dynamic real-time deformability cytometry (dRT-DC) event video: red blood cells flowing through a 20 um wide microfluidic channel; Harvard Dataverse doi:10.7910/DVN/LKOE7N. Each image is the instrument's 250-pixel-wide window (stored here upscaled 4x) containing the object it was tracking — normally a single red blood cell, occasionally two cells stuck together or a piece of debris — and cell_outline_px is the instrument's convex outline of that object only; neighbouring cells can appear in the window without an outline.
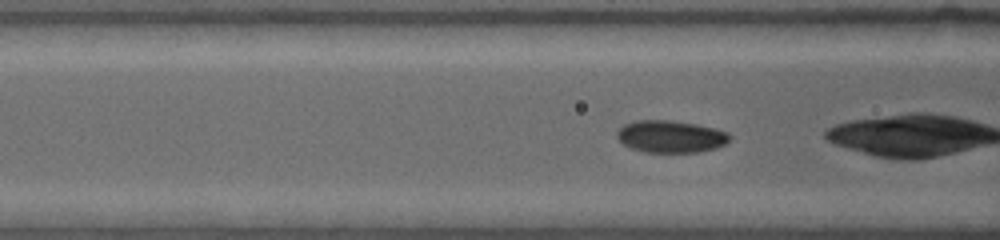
{"species": "common noctule bat (a hibernating species)", "species_latin": "Nyctalus noctula", "temperature_condition": "warm", "stored_images_in_passage": 29, "camera_frame_rate_fps": 4500, "um_per_image_px": 0.085, "animal": {"sex": "female", "body_mass_g": 19.0, "forearm_length_mm": 53.3}, "frame": {"image": 1, "passage_image": 5, "time_ms": 1.333, "image_size_px": [1000, 240], "cell_outline_px": [[732, 136], [724, 144], [716, 148], [700, 152], [644, 152], [632, 148], [624, 144], [616, 136], [616, 132], [624, 124], [636, 120], [668, 120], [696, 124], [716, 128], [728, 132]], "centroid_in_image_um": [57.02, 11.6], "position_along_channel_um": 109.6, "area_um2": 21.15}}